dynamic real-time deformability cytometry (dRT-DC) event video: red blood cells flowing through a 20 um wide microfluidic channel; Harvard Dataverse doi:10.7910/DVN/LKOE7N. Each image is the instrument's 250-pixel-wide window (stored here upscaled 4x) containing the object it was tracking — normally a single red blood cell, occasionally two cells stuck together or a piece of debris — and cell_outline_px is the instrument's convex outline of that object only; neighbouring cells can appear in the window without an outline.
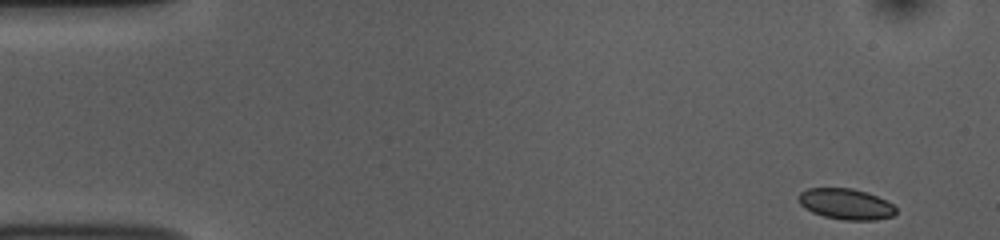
{"species": "common noctule bat (a hibernating species)", "species_latin": "Nyctalus noctula", "temperature_condition": "room temperature", "stored_images_in_passage": 51, "camera_frame_rate_fps": 3000, "um_per_image_px": 0.085, "animal": {"sex": "female", "body_mass_g": 10.0, "forearm_length_mm": 53.1}, "frame": {"image": 1, "passage_image": 1, "time_ms": 0.0, "image_size_px": [1000, 240], "cell_outline_px": [[896, 212], [892, 216], [876, 220], [844, 220], [824, 216], [812, 212], [804, 208], [800, 204], [796, 196], [800, 192], [808, 188], [852, 188], [868, 192], [888, 200], [896, 208]], "centroid_in_image_um": [71.9, 17.33], "position_along_channel_um": 13.1, "area_um2": 17.74}}
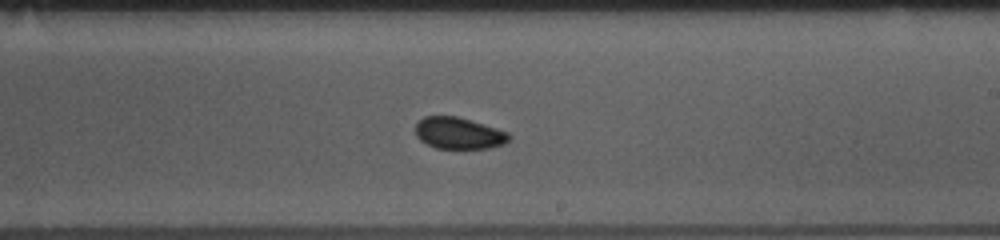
{"frame": {"image": 2, "passage_image": 29, "time_ms": 9.333, "image_size_px": [1000, 240], "cell_outline_px": [[512, 136], [504, 144], [488, 148], [436, 148], [420, 140], [416, 136], [416, 124], [424, 116], [456, 116], [496, 128], [508, 132]], "centroid_in_image_um": [38.99, 11.32], "position_along_channel_um": 250.0, "area_um2": 17.05}}
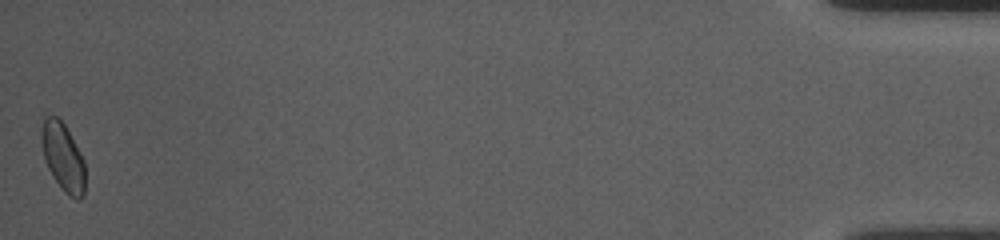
{"frame": {"image": 3, "passage_image": 51, "time_ms": 16.667, "image_size_px": [1000, 240], "cell_outline_px": [[84, 196], [80, 200], [76, 200], [68, 196], [64, 192], [52, 176], [44, 160], [40, 140], [40, 136], [44, 120], [48, 116], [56, 116], [64, 124], [80, 152], [84, 160]], "centroid_in_image_um": [5.34, 13.39], "position_along_channel_um": 429.9, "area_um2": 17.34}, "authors_computed_cell_mechanics": {"area_um2": 17.5134, "velocity_mm_per_s": 3.7328, "shape_relaxation_time_tau1_ms": null, "shape_relaxation_time_tau2_ms": 1.638, "deformation_change_tau1": null, "deformation_change_tau2": 0.0523}}